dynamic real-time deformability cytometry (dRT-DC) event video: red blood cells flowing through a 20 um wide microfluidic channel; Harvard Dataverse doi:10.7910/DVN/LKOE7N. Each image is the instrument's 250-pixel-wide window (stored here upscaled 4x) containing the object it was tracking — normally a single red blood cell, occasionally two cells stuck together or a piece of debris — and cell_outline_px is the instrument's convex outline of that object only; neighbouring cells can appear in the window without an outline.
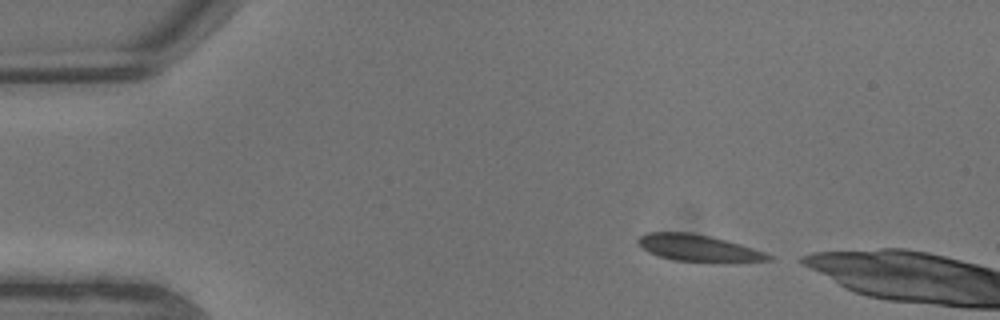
{"species": "common noctule bat (a hibernating species)", "species_latin": "Nyctalus noctula", "temperature_condition": "warm", "stored_images_in_passage": 3, "camera_frame_rate_fps": 3000, "um_per_image_px": 0.085, "animal": {"sex": "male", "body_mass_g": 13.3}, "frame": {"image": 1, "passage_image": 1, "time_ms": 0.0, "image_size_px": [1000, 320], "cell_outline_px": [[772, 260], [672, 260], [648, 252], [640, 248], [636, 244], [636, 240], [640, 236], [648, 232], [692, 232], [712, 236], [740, 244], [764, 252], [772, 256]], "centroid_in_image_um": [59.22, 21.03], "position_along_channel_um": 25.8, "area_um2": 19.59}}